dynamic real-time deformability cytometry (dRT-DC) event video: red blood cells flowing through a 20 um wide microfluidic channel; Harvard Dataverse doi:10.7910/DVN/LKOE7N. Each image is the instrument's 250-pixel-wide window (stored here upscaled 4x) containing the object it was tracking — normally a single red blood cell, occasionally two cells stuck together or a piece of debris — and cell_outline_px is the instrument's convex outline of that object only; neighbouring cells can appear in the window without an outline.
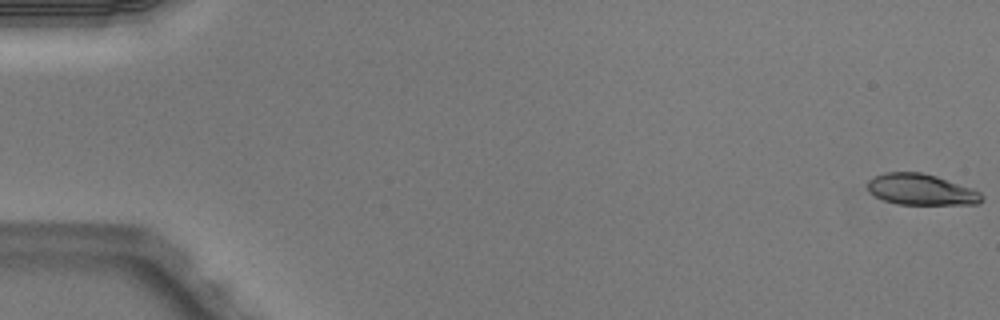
{"species": "Egyptian fruit bat (a non-hibernating species)", "species_latin": "Rousettus aegyptiacus", "temperature_condition": "warm", "stored_images_in_passage": 17, "camera_frame_rate_fps": 3000, "um_per_image_px": 0.085, "animal": {"sex": "male"}, "frame": {"image": 1, "passage_image": 1, "time_ms": 0.0, "image_size_px": [1000, 320], "cell_outline_px": [[984, 200], [976, 204], [896, 204], [884, 200], [868, 192], [868, 180], [872, 176], [884, 172], [920, 172], [936, 176], [972, 188], [980, 192], [984, 196]], "centroid_in_image_um": [78.28, 16.11], "position_along_channel_um": 6.7, "area_um2": 20.75}}
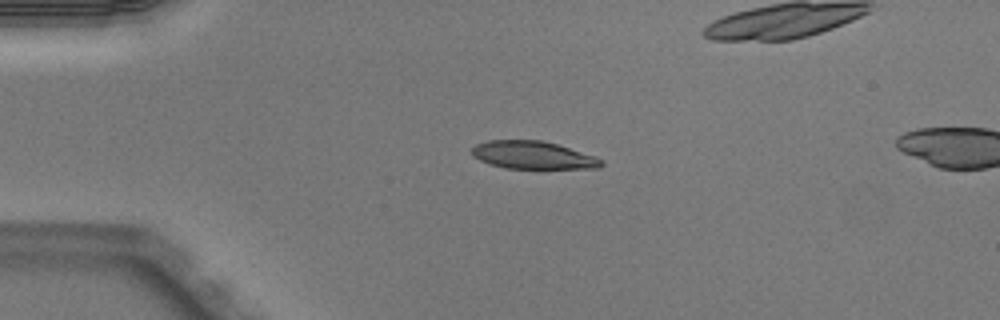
{"frame": {"image": 2, "passage_image": 13, "time_ms": 4.0, "image_size_px": [1000, 320], "cell_outline_px": [[604, 164], [600, 168], [504, 168], [480, 160], [472, 156], [472, 148], [476, 144], [488, 140], [540, 140], [556, 144], [596, 156], [604, 160]], "centroid_in_image_um": [45.32, 13.18], "position_along_channel_um": 39.7, "area_um2": 20.87}}